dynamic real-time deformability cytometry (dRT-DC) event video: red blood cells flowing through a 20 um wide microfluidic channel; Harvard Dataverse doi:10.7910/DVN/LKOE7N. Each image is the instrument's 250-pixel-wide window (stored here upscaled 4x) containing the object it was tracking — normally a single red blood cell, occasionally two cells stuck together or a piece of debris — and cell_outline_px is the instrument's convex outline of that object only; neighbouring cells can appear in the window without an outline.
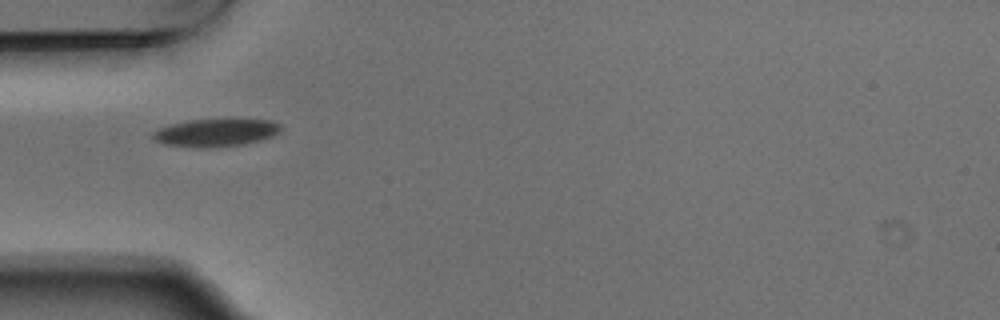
{"species": "Egyptian fruit bat (a non-hibernating species)", "species_latin": "Rousettus aegyptiacus", "temperature_condition": "warm", "stored_images_in_passage": 2, "camera_frame_rate_fps": 3000, "um_per_image_px": 0.085, "animal": {"sex": "male"}, "frame": {"image": 1, "passage_image": 1, "time_ms": 0.0, "image_size_px": [1000, 320], "cell_outline_px": [[280, 132], [272, 136], [260, 140], [244, 144], [220, 148], [196, 148], [164, 144], [156, 140], [152, 136], [152, 132], [160, 128], [172, 124], [188, 120], [228, 116], [240, 116], [272, 120], [280, 124]], "centroid_in_image_um": [18.42, 11.22], "position_along_channel_um": 66.6, "area_um2": 22.02}}
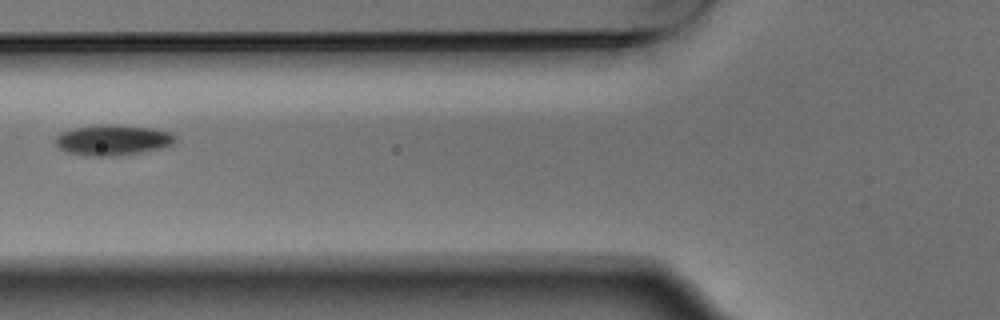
{"frame": {"image": 2, "passage_image": 2, "time_ms": 0.333, "image_size_px": [1000, 320], "cell_outline_px": [[176, 140], [172, 144], [164, 148], [116, 156], [84, 156], [68, 152], [60, 148], [56, 144], [56, 136], [60, 132], [72, 128], [100, 124], [116, 124], [152, 128], [172, 132], [176, 136]], "centroid_in_image_um": [9.6, 11.89], "position_along_channel_um": 116.2, "area_um2": 21.62}}